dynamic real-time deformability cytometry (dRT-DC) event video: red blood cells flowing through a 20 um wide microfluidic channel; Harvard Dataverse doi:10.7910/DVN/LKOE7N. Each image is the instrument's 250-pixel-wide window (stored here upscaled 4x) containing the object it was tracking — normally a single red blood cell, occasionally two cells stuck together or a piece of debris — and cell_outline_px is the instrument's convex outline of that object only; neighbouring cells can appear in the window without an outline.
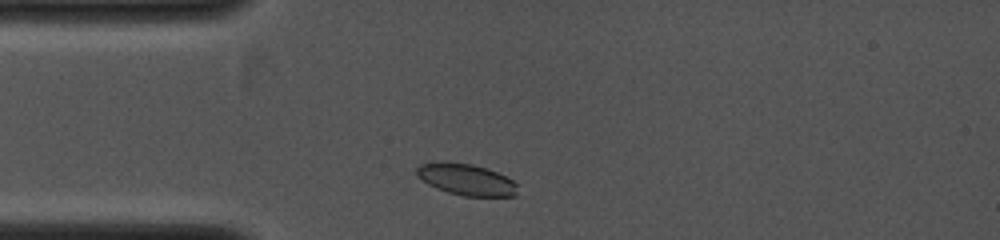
{"species": "common noctule bat (a hibernating species)", "species_latin": "Nyctalus noctula", "temperature_condition": "cold", "stored_images_in_passage": 5, "camera_frame_rate_fps": 4000, "um_per_image_px": 0.085, "animal": {"sex": "female", "body_mass_g": 19.0, "forearm_length_mm": 53.3}, "frame": {"image": 1, "passage_image": 2, "time_ms": 0.25, "image_size_px": [1000, 240], "cell_outline_px": [[516, 196], [464, 196], [448, 192], [436, 188], [428, 184], [416, 176], [416, 168], [420, 164], [472, 164], [496, 172], [512, 180], [516, 184]], "centroid_in_image_um": [39.64, 15.3], "position_along_channel_um": 45.4, "area_um2": 17.74}}
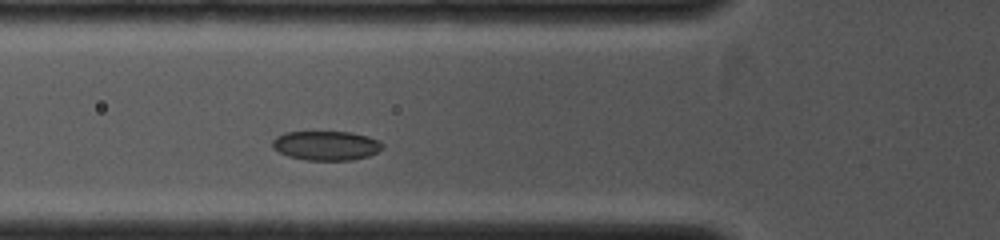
{"frame": {"image": 2, "passage_image": 5, "time_ms": 1.5, "image_size_px": [1000, 240], "cell_outline_px": [[384, 148], [368, 156], [352, 160], [304, 160], [288, 156], [272, 148], [272, 140], [276, 136], [284, 132], [348, 132], [368, 136], [380, 140], [384, 144]], "centroid_in_image_um": [27.73, 12.37], "position_along_channel_um": 98.1, "area_um2": 18.96}}